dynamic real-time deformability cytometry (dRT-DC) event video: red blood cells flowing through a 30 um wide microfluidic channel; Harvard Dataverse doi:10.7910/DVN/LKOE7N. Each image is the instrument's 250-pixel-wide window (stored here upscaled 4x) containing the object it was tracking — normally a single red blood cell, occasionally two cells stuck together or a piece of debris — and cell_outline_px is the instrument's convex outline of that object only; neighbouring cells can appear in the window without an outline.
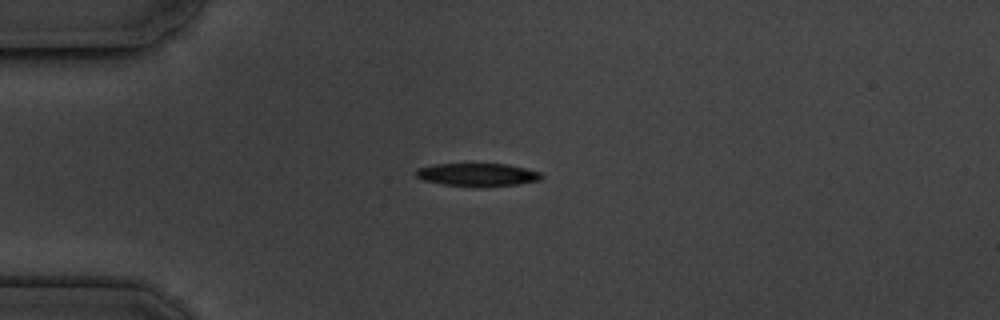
{"species": "common noctule bat (a hibernating species)", "species_latin": "Nyctalus noctula", "temperature_condition": "cold", "stored_images_in_passage": 4, "camera_frame_rate_fps": 3000, "um_per_image_px": 0.085, "animal": {"sex": "male", "body_mass_g": 19.5, "forearm_length_mm": 54.6}, "frame": {"image": 1, "passage_image": 3, "time_ms": 3.0, "image_size_px": [1000, 320], "cell_outline_px": [[544, 176], [540, 180], [516, 184], [440, 184], [424, 180], [416, 176], [416, 168], [436, 164], [508, 164], [540, 172]], "centroid_in_image_um": [40.57, 14.8], "position_along_channel_um": 44.4, "area_um2": 15.9}}